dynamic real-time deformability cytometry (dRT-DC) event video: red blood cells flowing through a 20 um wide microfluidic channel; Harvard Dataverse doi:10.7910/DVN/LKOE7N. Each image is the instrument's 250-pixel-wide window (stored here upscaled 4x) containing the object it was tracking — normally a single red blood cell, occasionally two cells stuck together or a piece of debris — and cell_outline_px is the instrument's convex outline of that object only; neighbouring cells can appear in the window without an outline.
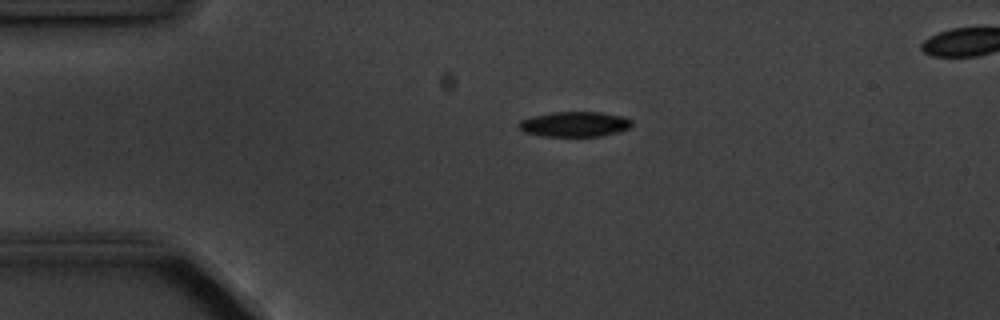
{"species": "common noctule bat (a hibernating species)", "species_latin": "Nyctalus noctula", "temperature_condition": "cold", "stored_images_in_passage": 3, "segment_of_instrument_passage": [1, 2], "camera_frame_rate_fps": 3000, "um_per_image_px": 0.085, "animal": {"sex": "male", "body_mass_g": 20.1, "forearm_length_mm": 53.5}, "frame": {"image": 1, "passage_image": 1, "time_ms": 0.0, "image_size_px": [1000, 320], "cell_outline_px": [[632, 124], [628, 128], [616, 132], [600, 136], [540, 136], [524, 132], [516, 128], [516, 124], [520, 120], [532, 116], [552, 112], [600, 112], [624, 116], [632, 120]], "centroid_in_image_um": [48.78, 10.55], "position_along_channel_um": 36.2, "area_um2": 16.7}}